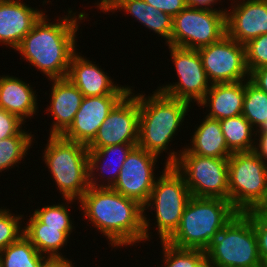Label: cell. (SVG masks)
<instances>
[{
  "label": "cell",
  "mask_w": 267,
  "mask_h": 267,
  "mask_svg": "<svg viewBox=\"0 0 267 267\" xmlns=\"http://www.w3.org/2000/svg\"><path fill=\"white\" fill-rule=\"evenodd\" d=\"M25 125L17 115L0 109V140L17 135Z\"/></svg>",
  "instance_id": "cell-35"
},
{
  "label": "cell",
  "mask_w": 267,
  "mask_h": 267,
  "mask_svg": "<svg viewBox=\"0 0 267 267\" xmlns=\"http://www.w3.org/2000/svg\"><path fill=\"white\" fill-rule=\"evenodd\" d=\"M42 267H76L75 262L68 258H47Z\"/></svg>",
  "instance_id": "cell-39"
},
{
  "label": "cell",
  "mask_w": 267,
  "mask_h": 267,
  "mask_svg": "<svg viewBox=\"0 0 267 267\" xmlns=\"http://www.w3.org/2000/svg\"><path fill=\"white\" fill-rule=\"evenodd\" d=\"M247 213L252 218L262 264L264 267H267V212H261L254 209Z\"/></svg>",
  "instance_id": "cell-34"
},
{
  "label": "cell",
  "mask_w": 267,
  "mask_h": 267,
  "mask_svg": "<svg viewBox=\"0 0 267 267\" xmlns=\"http://www.w3.org/2000/svg\"><path fill=\"white\" fill-rule=\"evenodd\" d=\"M163 168L147 203L143 206L145 242L153 238V232L150 231L152 223L146 212H154L156 222L153 223V228H156V235H159L160 241H166L178 228L184 209L192 197L184 178L174 166L164 163Z\"/></svg>",
  "instance_id": "cell-4"
},
{
  "label": "cell",
  "mask_w": 267,
  "mask_h": 267,
  "mask_svg": "<svg viewBox=\"0 0 267 267\" xmlns=\"http://www.w3.org/2000/svg\"><path fill=\"white\" fill-rule=\"evenodd\" d=\"M254 152L267 165V133L256 134Z\"/></svg>",
  "instance_id": "cell-38"
},
{
  "label": "cell",
  "mask_w": 267,
  "mask_h": 267,
  "mask_svg": "<svg viewBox=\"0 0 267 267\" xmlns=\"http://www.w3.org/2000/svg\"><path fill=\"white\" fill-rule=\"evenodd\" d=\"M197 267H215L211 261L206 257Z\"/></svg>",
  "instance_id": "cell-42"
},
{
  "label": "cell",
  "mask_w": 267,
  "mask_h": 267,
  "mask_svg": "<svg viewBox=\"0 0 267 267\" xmlns=\"http://www.w3.org/2000/svg\"><path fill=\"white\" fill-rule=\"evenodd\" d=\"M226 35L240 44L267 33V0H229ZM233 1V2H232Z\"/></svg>",
  "instance_id": "cell-15"
},
{
  "label": "cell",
  "mask_w": 267,
  "mask_h": 267,
  "mask_svg": "<svg viewBox=\"0 0 267 267\" xmlns=\"http://www.w3.org/2000/svg\"><path fill=\"white\" fill-rule=\"evenodd\" d=\"M222 3L221 0H186L187 6L189 7H197V8H208V9H224L223 8H214V5ZM213 7V8H212Z\"/></svg>",
  "instance_id": "cell-40"
},
{
  "label": "cell",
  "mask_w": 267,
  "mask_h": 267,
  "mask_svg": "<svg viewBox=\"0 0 267 267\" xmlns=\"http://www.w3.org/2000/svg\"><path fill=\"white\" fill-rule=\"evenodd\" d=\"M244 46L249 73L267 65V33L249 40Z\"/></svg>",
  "instance_id": "cell-33"
},
{
  "label": "cell",
  "mask_w": 267,
  "mask_h": 267,
  "mask_svg": "<svg viewBox=\"0 0 267 267\" xmlns=\"http://www.w3.org/2000/svg\"><path fill=\"white\" fill-rule=\"evenodd\" d=\"M62 201L64 202H55V204L53 203L52 205L44 204L43 207H38L32 212L42 223H44V227L75 228V224L73 220H71L73 218H71L69 208L74 202H77L78 204L79 200L76 201V199L64 198Z\"/></svg>",
  "instance_id": "cell-30"
},
{
  "label": "cell",
  "mask_w": 267,
  "mask_h": 267,
  "mask_svg": "<svg viewBox=\"0 0 267 267\" xmlns=\"http://www.w3.org/2000/svg\"><path fill=\"white\" fill-rule=\"evenodd\" d=\"M117 10L132 15L131 17L135 18L138 23L153 31L158 37L161 36L165 40L164 45L170 42L173 18L169 14L157 10L144 0H118L105 15L108 12H112L111 15H113L119 12Z\"/></svg>",
  "instance_id": "cell-25"
},
{
  "label": "cell",
  "mask_w": 267,
  "mask_h": 267,
  "mask_svg": "<svg viewBox=\"0 0 267 267\" xmlns=\"http://www.w3.org/2000/svg\"><path fill=\"white\" fill-rule=\"evenodd\" d=\"M245 97V81L211 84L198 107L208 108L206 117L222 120L242 115Z\"/></svg>",
  "instance_id": "cell-22"
},
{
  "label": "cell",
  "mask_w": 267,
  "mask_h": 267,
  "mask_svg": "<svg viewBox=\"0 0 267 267\" xmlns=\"http://www.w3.org/2000/svg\"><path fill=\"white\" fill-rule=\"evenodd\" d=\"M125 95L83 97L70 127L61 135L64 139L88 145L110 111Z\"/></svg>",
  "instance_id": "cell-17"
},
{
  "label": "cell",
  "mask_w": 267,
  "mask_h": 267,
  "mask_svg": "<svg viewBox=\"0 0 267 267\" xmlns=\"http://www.w3.org/2000/svg\"><path fill=\"white\" fill-rule=\"evenodd\" d=\"M249 79L267 94V65L253 70Z\"/></svg>",
  "instance_id": "cell-37"
},
{
  "label": "cell",
  "mask_w": 267,
  "mask_h": 267,
  "mask_svg": "<svg viewBox=\"0 0 267 267\" xmlns=\"http://www.w3.org/2000/svg\"><path fill=\"white\" fill-rule=\"evenodd\" d=\"M242 115L255 130L267 120V94L250 79L245 81Z\"/></svg>",
  "instance_id": "cell-29"
},
{
  "label": "cell",
  "mask_w": 267,
  "mask_h": 267,
  "mask_svg": "<svg viewBox=\"0 0 267 267\" xmlns=\"http://www.w3.org/2000/svg\"><path fill=\"white\" fill-rule=\"evenodd\" d=\"M78 209L112 248L145 243L143 206L111 187L89 186L79 199Z\"/></svg>",
  "instance_id": "cell-2"
},
{
  "label": "cell",
  "mask_w": 267,
  "mask_h": 267,
  "mask_svg": "<svg viewBox=\"0 0 267 267\" xmlns=\"http://www.w3.org/2000/svg\"><path fill=\"white\" fill-rule=\"evenodd\" d=\"M171 61L175 66L177 82L159 84L156 90L165 95L198 105L211 87L204 70L200 54L196 49L167 45ZM195 102V103H194Z\"/></svg>",
  "instance_id": "cell-11"
},
{
  "label": "cell",
  "mask_w": 267,
  "mask_h": 267,
  "mask_svg": "<svg viewBox=\"0 0 267 267\" xmlns=\"http://www.w3.org/2000/svg\"><path fill=\"white\" fill-rule=\"evenodd\" d=\"M237 213L229 200L191 197L178 228L166 242L177 248L204 251L216 231Z\"/></svg>",
  "instance_id": "cell-5"
},
{
  "label": "cell",
  "mask_w": 267,
  "mask_h": 267,
  "mask_svg": "<svg viewBox=\"0 0 267 267\" xmlns=\"http://www.w3.org/2000/svg\"><path fill=\"white\" fill-rule=\"evenodd\" d=\"M211 84L246 81L245 46L225 35L220 41L197 49Z\"/></svg>",
  "instance_id": "cell-12"
},
{
  "label": "cell",
  "mask_w": 267,
  "mask_h": 267,
  "mask_svg": "<svg viewBox=\"0 0 267 267\" xmlns=\"http://www.w3.org/2000/svg\"><path fill=\"white\" fill-rule=\"evenodd\" d=\"M44 144L42 160L50 178L63 198L79 200L89 189L88 154L86 145L49 135Z\"/></svg>",
  "instance_id": "cell-6"
},
{
  "label": "cell",
  "mask_w": 267,
  "mask_h": 267,
  "mask_svg": "<svg viewBox=\"0 0 267 267\" xmlns=\"http://www.w3.org/2000/svg\"><path fill=\"white\" fill-rule=\"evenodd\" d=\"M45 113L52 116L49 135H62L73 123L83 100L82 92L66 77L52 79ZM48 112V113H47ZM50 114V115H49Z\"/></svg>",
  "instance_id": "cell-19"
},
{
  "label": "cell",
  "mask_w": 267,
  "mask_h": 267,
  "mask_svg": "<svg viewBox=\"0 0 267 267\" xmlns=\"http://www.w3.org/2000/svg\"><path fill=\"white\" fill-rule=\"evenodd\" d=\"M118 0H98L96 2L95 0V4L96 7L95 9L98 8V10L100 9V12H102L103 14L107 13V11L117 2Z\"/></svg>",
  "instance_id": "cell-41"
},
{
  "label": "cell",
  "mask_w": 267,
  "mask_h": 267,
  "mask_svg": "<svg viewBox=\"0 0 267 267\" xmlns=\"http://www.w3.org/2000/svg\"><path fill=\"white\" fill-rule=\"evenodd\" d=\"M257 210L261 212H267V196L265 201L261 204V206Z\"/></svg>",
  "instance_id": "cell-44"
},
{
  "label": "cell",
  "mask_w": 267,
  "mask_h": 267,
  "mask_svg": "<svg viewBox=\"0 0 267 267\" xmlns=\"http://www.w3.org/2000/svg\"><path fill=\"white\" fill-rule=\"evenodd\" d=\"M140 92L137 146L158 157L162 156L163 152H167L165 163L173 165L182 150L177 152L174 149L171 150L170 142L174 141L173 138L175 139L177 133L181 131L184 120H188L185 117L193 107L185 101L169 97L156 89L148 95Z\"/></svg>",
  "instance_id": "cell-3"
},
{
  "label": "cell",
  "mask_w": 267,
  "mask_h": 267,
  "mask_svg": "<svg viewBox=\"0 0 267 267\" xmlns=\"http://www.w3.org/2000/svg\"><path fill=\"white\" fill-rule=\"evenodd\" d=\"M135 146L137 144H117L99 149H88L89 186L112 187L118 179L127 155Z\"/></svg>",
  "instance_id": "cell-20"
},
{
  "label": "cell",
  "mask_w": 267,
  "mask_h": 267,
  "mask_svg": "<svg viewBox=\"0 0 267 267\" xmlns=\"http://www.w3.org/2000/svg\"><path fill=\"white\" fill-rule=\"evenodd\" d=\"M215 267H264L252 218L238 212L217 230L204 250Z\"/></svg>",
  "instance_id": "cell-7"
},
{
  "label": "cell",
  "mask_w": 267,
  "mask_h": 267,
  "mask_svg": "<svg viewBox=\"0 0 267 267\" xmlns=\"http://www.w3.org/2000/svg\"><path fill=\"white\" fill-rule=\"evenodd\" d=\"M135 87L115 105L98 129L88 149H99L117 144H138L139 92ZM136 93V94H135Z\"/></svg>",
  "instance_id": "cell-13"
},
{
  "label": "cell",
  "mask_w": 267,
  "mask_h": 267,
  "mask_svg": "<svg viewBox=\"0 0 267 267\" xmlns=\"http://www.w3.org/2000/svg\"><path fill=\"white\" fill-rule=\"evenodd\" d=\"M31 133L22 129L17 135L0 140V173L15 166L19 167L21 160H25L24 157H27L36 141L35 135Z\"/></svg>",
  "instance_id": "cell-28"
},
{
  "label": "cell",
  "mask_w": 267,
  "mask_h": 267,
  "mask_svg": "<svg viewBox=\"0 0 267 267\" xmlns=\"http://www.w3.org/2000/svg\"><path fill=\"white\" fill-rule=\"evenodd\" d=\"M158 158L160 157L135 146L127 155L118 179L111 188L144 206L158 178L155 173L159 168Z\"/></svg>",
  "instance_id": "cell-14"
},
{
  "label": "cell",
  "mask_w": 267,
  "mask_h": 267,
  "mask_svg": "<svg viewBox=\"0 0 267 267\" xmlns=\"http://www.w3.org/2000/svg\"><path fill=\"white\" fill-rule=\"evenodd\" d=\"M72 10L68 7V14H62L55 22H49L52 19L47 18L45 12L15 49L21 60L46 75L48 80L66 78L71 57L78 50L79 24L89 15L85 10Z\"/></svg>",
  "instance_id": "cell-1"
},
{
  "label": "cell",
  "mask_w": 267,
  "mask_h": 267,
  "mask_svg": "<svg viewBox=\"0 0 267 267\" xmlns=\"http://www.w3.org/2000/svg\"><path fill=\"white\" fill-rule=\"evenodd\" d=\"M23 0H0V44L15 50L24 36L47 11Z\"/></svg>",
  "instance_id": "cell-18"
},
{
  "label": "cell",
  "mask_w": 267,
  "mask_h": 267,
  "mask_svg": "<svg viewBox=\"0 0 267 267\" xmlns=\"http://www.w3.org/2000/svg\"><path fill=\"white\" fill-rule=\"evenodd\" d=\"M197 125V126H196ZM190 139V144L182 149L195 155L229 158L232 152L228 149L225 137L221 131L220 121L204 115L200 125L196 124Z\"/></svg>",
  "instance_id": "cell-24"
},
{
  "label": "cell",
  "mask_w": 267,
  "mask_h": 267,
  "mask_svg": "<svg viewBox=\"0 0 267 267\" xmlns=\"http://www.w3.org/2000/svg\"><path fill=\"white\" fill-rule=\"evenodd\" d=\"M152 7L169 14L172 18L187 7L186 0H144Z\"/></svg>",
  "instance_id": "cell-36"
},
{
  "label": "cell",
  "mask_w": 267,
  "mask_h": 267,
  "mask_svg": "<svg viewBox=\"0 0 267 267\" xmlns=\"http://www.w3.org/2000/svg\"><path fill=\"white\" fill-rule=\"evenodd\" d=\"M173 166L192 197L229 200L228 158L200 156L182 149Z\"/></svg>",
  "instance_id": "cell-9"
},
{
  "label": "cell",
  "mask_w": 267,
  "mask_h": 267,
  "mask_svg": "<svg viewBox=\"0 0 267 267\" xmlns=\"http://www.w3.org/2000/svg\"><path fill=\"white\" fill-rule=\"evenodd\" d=\"M26 220L28 221L24 224L23 234L40 254L47 258H65L66 255L60 251L69 243L75 228L44 227V223L31 212Z\"/></svg>",
  "instance_id": "cell-23"
},
{
  "label": "cell",
  "mask_w": 267,
  "mask_h": 267,
  "mask_svg": "<svg viewBox=\"0 0 267 267\" xmlns=\"http://www.w3.org/2000/svg\"><path fill=\"white\" fill-rule=\"evenodd\" d=\"M46 260L24 234L0 252V267H42Z\"/></svg>",
  "instance_id": "cell-27"
},
{
  "label": "cell",
  "mask_w": 267,
  "mask_h": 267,
  "mask_svg": "<svg viewBox=\"0 0 267 267\" xmlns=\"http://www.w3.org/2000/svg\"><path fill=\"white\" fill-rule=\"evenodd\" d=\"M225 35V9L187 6L173 17L172 33L167 45L197 50L220 41Z\"/></svg>",
  "instance_id": "cell-10"
},
{
  "label": "cell",
  "mask_w": 267,
  "mask_h": 267,
  "mask_svg": "<svg viewBox=\"0 0 267 267\" xmlns=\"http://www.w3.org/2000/svg\"><path fill=\"white\" fill-rule=\"evenodd\" d=\"M262 133H267V120L256 130V134Z\"/></svg>",
  "instance_id": "cell-43"
},
{
  "label": "cell",
  "mask_w": 267,
  "mask_h": 267,
  "mask_svg": "<svg viewBox=\"0 0 267 267\" xmlns=\"http://www.w3.org/2000/svg\"><path fill=\"white\" fill-rule=\"evenodd\" d=\"M220 126L232 153L254 151L256 130L243 115L222 119Z\"/></svg>",
  "instance_id": "cell-26"
},
{
  "label": "cell",
  "mask_w": 267,
  "mask_h": 267,
  "mask_svg": "<svg viewBox=\"0 0 267 267\" xmlns=\"http://www.w3.org/2000/svg\"><path fill=\"white\" fill-rule=\"evenodd\" d=\"M229 201L237 212L258 209L267 196V165L254 152L228 158Z\"/></svg>",
  "instance_id": "cell-8"
},
{
  "label": "cell",
  "mask_w": 267,
  "mask_h": 267,
  "mask_svg": "<svg viewBox=\"0 0 267 267\" xmlns=\"http://www.w3.org/2000/svg\"><path fill=\"white\" fill-rule=\"evenodd\" d=\"M76 51L70 60L67 78L82 92L84 97L126 95L132 86L117 84L101 66ZM115 83V84H114Z\"/></svg>",
  "instance_id": "cell-16"
},
{
  "label": "cell",
  "mask_w": 267,
  "mask_h": 267,
  "mask_svg": "<svg viewBox=\"0 0 267 267\" xmlns=\"http://www.w3.org/2000/svg\"><path fill=\"white\" fill-rule=\"evenodd\" d=\"M30 84L16 75H0V109L17 115L25 123L39 113L36 90Z\"/></svg>",
  "instance_id": "cell-21"
},
{
  "label": "cell",
  "mask_w": 267,
  "mask_h": 267,
  "mask_svg": "<svg viewBox=\"0 0 267 267\" xmlns=\"http://www.w3.org/2000/svg\"><path fill=\"white\" fill-rule=\"evenodd\" d=\"M160 243L163 255L161 267H197L206 258L203 250L177 248L166 241Z\"/></svg>",
  "instance_id": "cell-31"
},
{
  "label": "cell",
  "mask_w": 267,
  "mask_h": 267,
  "mask_svg": "<svg viewBox=\"0 0 267 267\" xmlns=\"http://www.w3.org/2000/svg\"><path fill=\"white\" fill-rule=\"evenodd\" d=\"M6 208H0V252L23 235L25 223L24 215L12 213Z\"/></svg>",
  "instance_id": "cell-32"
}]
</instances>
